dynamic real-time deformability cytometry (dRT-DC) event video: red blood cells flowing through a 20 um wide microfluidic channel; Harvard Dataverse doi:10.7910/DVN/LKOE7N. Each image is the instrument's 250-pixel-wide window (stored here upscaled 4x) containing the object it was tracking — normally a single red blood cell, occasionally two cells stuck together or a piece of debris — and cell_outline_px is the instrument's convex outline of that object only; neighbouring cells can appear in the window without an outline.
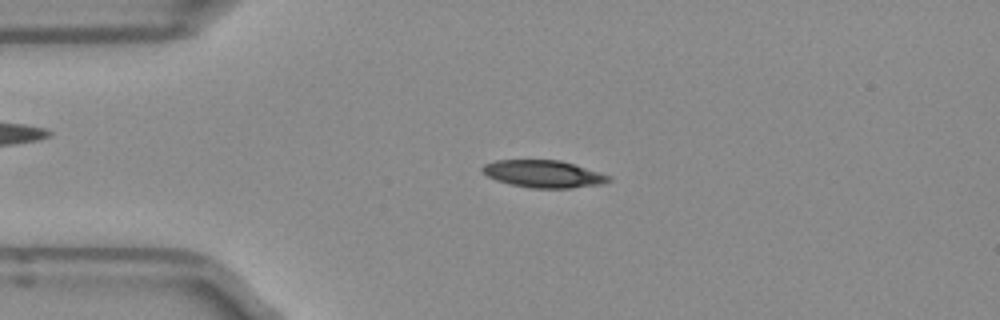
{"species": "Egyptian fruit bat (a non-hibernating species)", "species_latin": "Rousettus aegyptiacus", "temperature_condition": "room temperature", "stored_images_in_passage": 49, "camera_frame_rate_fps": 3000, "um_per_image_px": 0.085, "frame": {"image": 1, "passage_image": 10, "time_ms": 3.0, "image_size_px": [1000, 320], "cell_outline_px": [[612, 180], [600, 184], [568, 188], [532, 188], [508, 184], [496, 180], [488, 176], [480, 168], [484, 164], [496, 160], [560, 160], [608, 176]], "centroid_in_image_um": [46.11, 14.78], "position_along_channel_um": 38.9, "area_um2": 19.71}}
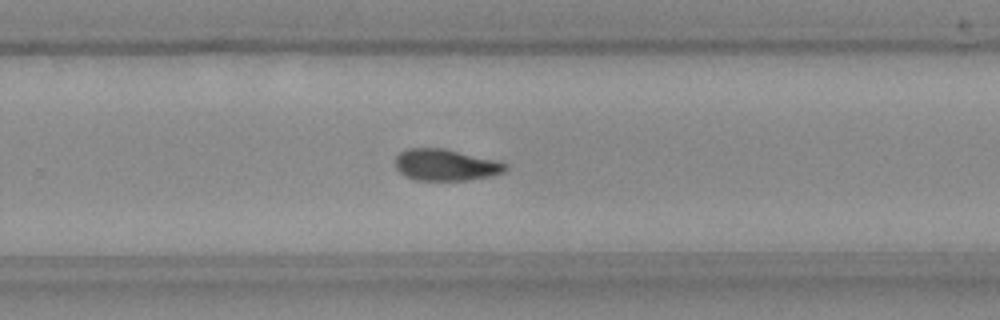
{"frame": {"image": 2, "passage_image": 31, "time_ms": 10.0, "image_size_px": [1000, 320], "cell_outline_px": [[508, 168], [504, 172], [488, 176], [464, 180], [416, 180], [404, 176], [396, 168], [396, 156], [400, 152], [408, 148], [444, 148], [500, 160], [508, 164]], "centroid_in_image_um": [37.91, 14.0], "position_along_channel_um": 291.9, "area_um2": 20.4}}
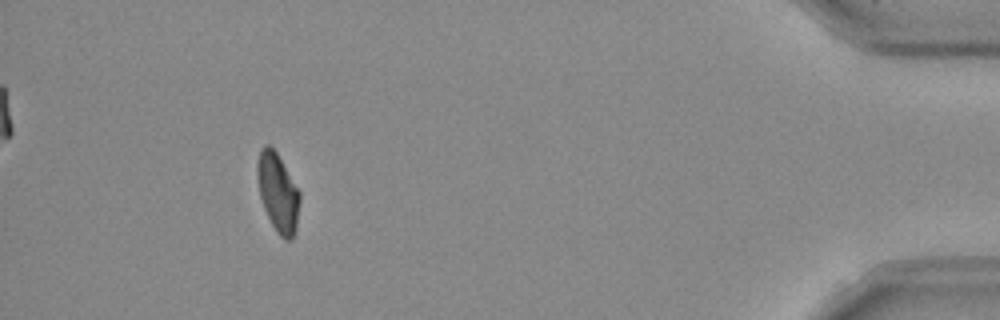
{"frame": {"image": 3, "passage_image": 45, "time_ms": 14.667, "image_size_px": [1000, 320], "cell_outline_px": [[300, 200], [296, 228], [292, 240], [284, 240], [276, 232], [264, 208], [260, 196], [256, 172], [256, 164], [260, 152], [264, 144], [268, 144], [276, 152], [300, 192]], "centroid_in_image_um": [23.62, 16.39], "position_along_channel_um": 411.6, "area_um2": 19.31}, "authors_computed_cell_mechanics": {"area_um2": 20.1144, "velocity_mm_per_s": 3.9651, "shape_relaxation_time_tau1_ms": 10.8528, "shape_relaxation_time_tau2_ms": 7.1088, "deformation_change_tau1": 0.28, "deformation_change_tau2": 0.1511}}